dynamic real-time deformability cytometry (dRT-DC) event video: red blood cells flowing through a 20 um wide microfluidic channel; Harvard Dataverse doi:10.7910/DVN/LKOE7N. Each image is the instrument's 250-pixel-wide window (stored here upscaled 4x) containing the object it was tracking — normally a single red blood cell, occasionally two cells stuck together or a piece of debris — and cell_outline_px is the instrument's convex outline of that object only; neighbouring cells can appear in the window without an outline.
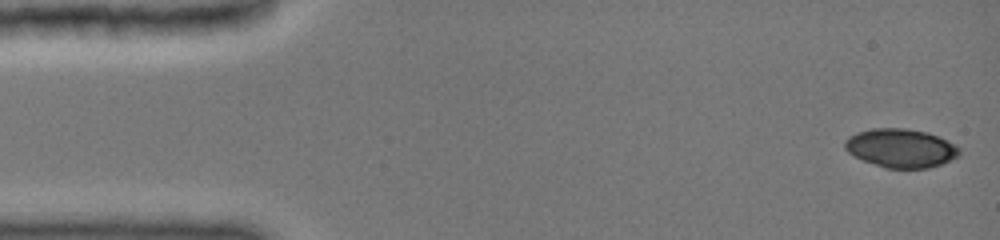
{"species": "common noctule bat (a hibernating species)", "species_latin": "Nyctalus noctula", "temperature_condition": "cold", "stored_images_in_passage": 25, "camera_frame_rate_fps": 3000, "um_per_image_px": 0.085, "animal": {"sex": "female", "body_mass_g": 19.0, "forearm_length_mm": 51.5}, "frame": {"image": 1, "passage_image": 1, "time_ms": 0.0, "image_size_px": [1000, 240], "cell_outline_px": [[960, 152], [956, 156], [940, 164], [928, 168], [884, 168], [864, 160], [848, 152], [844, 148], [844, 140], [848, 136], [856, 132], [872, 128], [904, 128], [928, 132], [948, 140], [960, 148]], "centroid_in_image_um": [76.54, 12.57], "position_along_channel_um": 8.5, "area_um2": 25.78}}
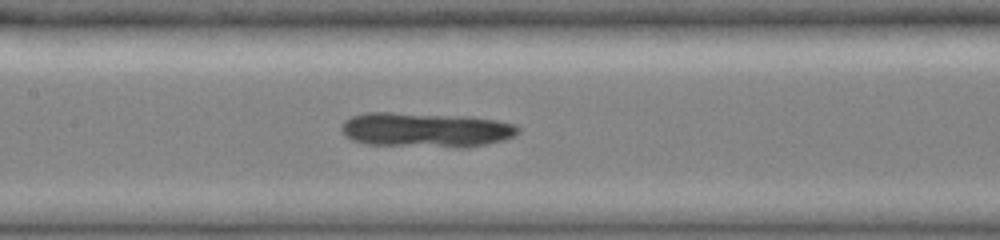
{"frame": {"image": 2, "passage_image": 15, "time_ms": 7.0, "image_size_px": [1000, 240], "cell_outline_px": [[520, 132], [504, 140], [468, 148], [460, 148], [368, 144], [352, 140], [344, 136], [340, 128], [344, 120], [352, 116], [368, 112], [388, 112], [468, 116], [496, 120], [516, 124], [520, 128]], "centroid_in_image_um": [36.2, 11.04], "position_along_channel_um": 171.2, "area_um2": 36.18}}
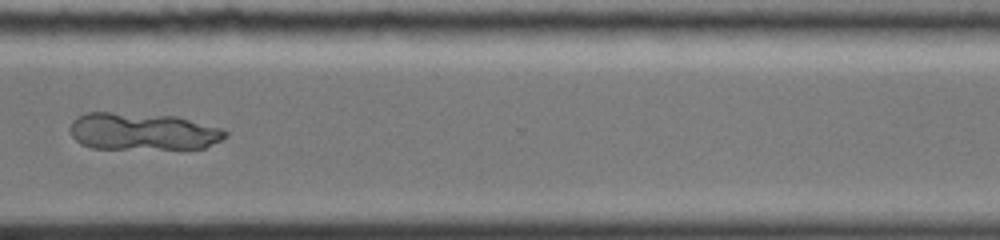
{"frame": {"image": 3, "passage_image": 24, "time_ms": 11.667, "image_size_px": [1000, 240], "cell_outline_px": [[228, 136], [204, 148], [92, 148], [80, 144], [72, 136], [68, 128], [72, 120], [88, 112], [108, 112], [176, 116], [224, 128], [228, 132]], "centroid_in_image_um": [12.13, 11.17], "position_along_channel_um": 358.5, "area_um2": 33.7}}